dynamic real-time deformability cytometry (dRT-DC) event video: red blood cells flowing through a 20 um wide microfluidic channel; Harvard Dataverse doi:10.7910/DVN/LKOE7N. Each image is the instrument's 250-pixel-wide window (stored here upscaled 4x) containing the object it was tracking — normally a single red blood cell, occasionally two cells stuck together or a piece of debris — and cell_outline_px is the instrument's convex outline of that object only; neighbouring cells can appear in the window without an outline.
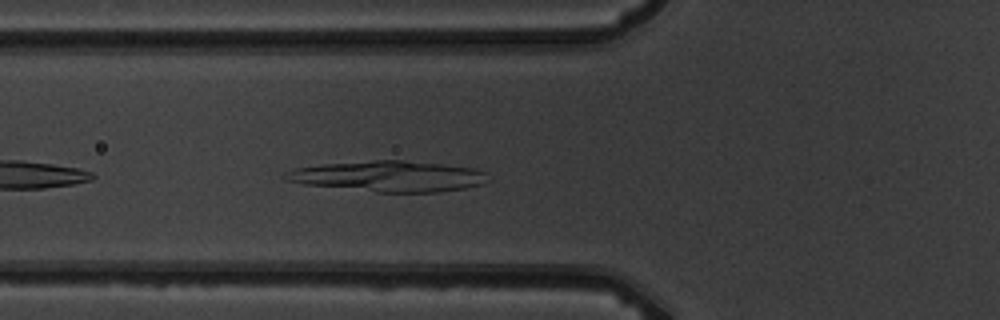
{"species": "common noctule bat (a hibernating species)", "species_latin": "Nyctalus noctula", "temperature_condition": "warm", "stored_images_in_passage": 6, "camera_frame_rate_fps": 3000, "um_per_image_px": 0.085, "animal": {"sex": "male", "body_mass_g": 19.5, "forearm_length_mm": 54.6}, "frame": {"image": 1, "passage_image": 6, "time_ms": 6.333, "image_size_px": [1000, 320], "cell_outline_px": [[492, 180], [484, 184], [468, 188], [440, 192], [376, 192], [304, 184], [284, 180], [280, 176], [284, 172], [296, 168], [324, 164], [372, 160], [404, 160], [440, 164], [472, 168], [484, 172]], "centroid_in_image_um": [33.04, 14.99], "position_along_channel_um": 92.8, "area_um2": 36.53}}